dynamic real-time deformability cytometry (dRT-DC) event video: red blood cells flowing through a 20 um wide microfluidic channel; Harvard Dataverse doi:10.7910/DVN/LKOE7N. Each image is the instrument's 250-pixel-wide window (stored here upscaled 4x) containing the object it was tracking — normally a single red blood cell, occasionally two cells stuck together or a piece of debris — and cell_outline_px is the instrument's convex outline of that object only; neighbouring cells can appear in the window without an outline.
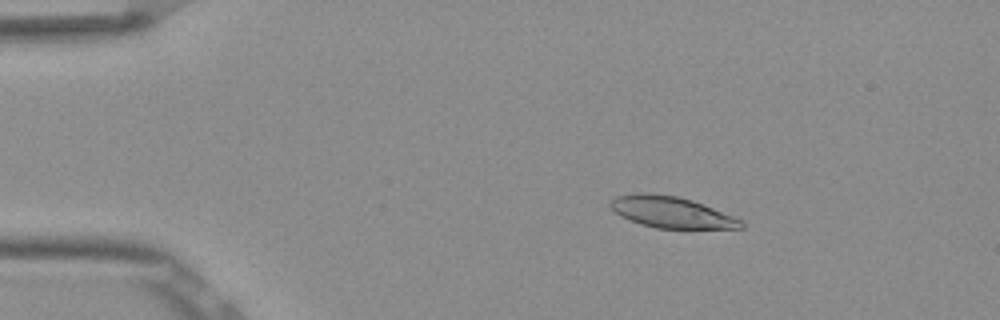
{"species": "Egyptian fruit bat (a non-hibernating species)", "species_latin": "Rousettus aegyptiacus", "temperature_condition": "room temperature", "stored_images_in_passage": 48, "camera_frame_rate_fps": 3000, "um_per_image_px": 0.085, "frame": {"image": 1, "passage_image": 4, "time_ms": 1.0, "image_size_px": [1000, 320], "cell_outline_px": [[744, 228], [656, 228], [640, 224], [620, 216], [608, 204], [608, 200], [616, 196], [636, 192], [648, 192], [676, 196], [692, 200], [744, 220]], "centroid_in_image_um": [57.03, 18.02], "position_along_channel_um": 28.0, "area_um2": 23.93}}
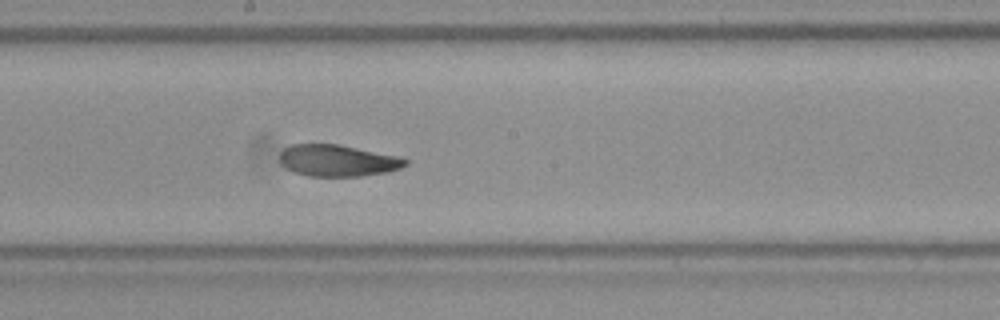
{"frame": {"image": 2, "passage_image": 24, "time_ms": 7.667, "image_size_px": [1000, 320], "cell_outline_px": [[408, 164], [400, 168], [388, 172], [360, 176], [308, 176], [296, 172], [288, 168], [280, 160], [280, 152], [284, 148], [292, 144], [340, 144], [396, 156], [408, 160]], "centroid_in_image_um": [28.72, 13.64], "position_along_channel_um": 219.5, "area_um2": 22.95}}
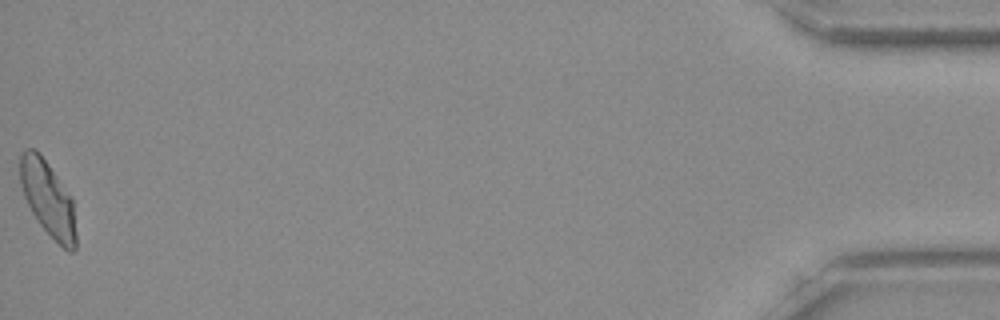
{"frame": {"image": 3, "passage_image": 48, "time_ms": 15.667, "image_size_px": [1000, 320], "cell_outline_px": [[76, 248], [72, 252], [68, 252], [40, 224], [32, 212], [24, 196], [20, 184], [20, 152], [24, 148], [36, 148], [72, 196], [76, 232]], "centroid_in_image_um": [4.07, 16.85], "position_along_channel_um": 431.1, "area_um2": 24.45}, "authors_computed_cell_mechanics": {"area_um2": 24.1604, "velocity_mm_per_s": 3.8513, "shape_relaxation_time_tau1_ms": 10.6988, "shape_relaxation_time_tau2_ms": 3.0847, "deformation_change_tau1": 0.2416, "deformation_change_tau2": 0.0952}}